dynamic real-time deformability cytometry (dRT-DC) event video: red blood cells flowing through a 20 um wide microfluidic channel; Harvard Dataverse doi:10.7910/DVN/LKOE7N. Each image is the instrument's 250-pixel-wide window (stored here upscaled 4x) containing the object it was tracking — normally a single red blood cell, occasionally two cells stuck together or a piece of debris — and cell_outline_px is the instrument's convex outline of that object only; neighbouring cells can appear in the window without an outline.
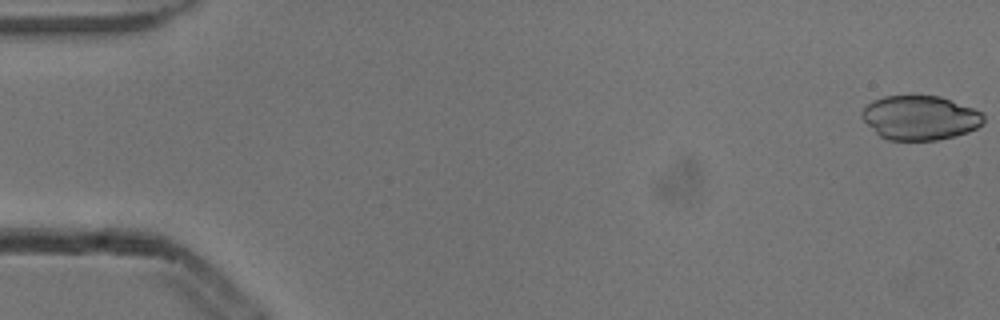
{"species": "common noctule bat (a hibernating species)", "species_latin": "Nyctalus noctula", "temperature_condition": "cold", "stored_images_in_passage": 5, "camera_frame_rate_fps": 3000, "um_per_image_px": 0.085, "animal": {"sex": "male", "body_mass_g": 13.3}, "frame": {"image": 1, "passage_image": 1, "time_ms": 0.0, "image_size_px": [1000, 320], "cell_outline_px": [[984, 124], [968, 132], [956, 136], [936, 140], [888, 140], [880, 136], [860, 116], [860, 112], [872, 100], [884, 96], [912, 92], [940, 96], [984, 112]], "centroid_in_image_um": [78.21, 9.96], "position_along_channel_um": 6.8, "area_um2": 32.31}}